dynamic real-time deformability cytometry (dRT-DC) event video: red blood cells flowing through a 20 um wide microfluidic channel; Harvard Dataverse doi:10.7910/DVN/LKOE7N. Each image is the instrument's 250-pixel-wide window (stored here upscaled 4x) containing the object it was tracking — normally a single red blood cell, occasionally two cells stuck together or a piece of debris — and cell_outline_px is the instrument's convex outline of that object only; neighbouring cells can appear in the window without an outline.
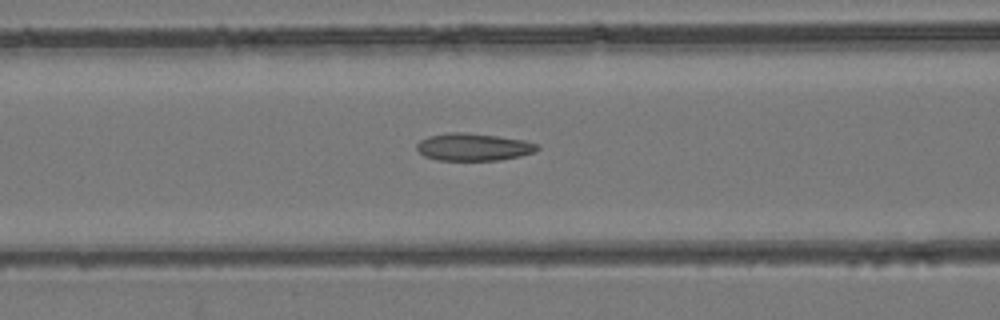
{"species": "common noctule bat (a hibernating species)", "species_latin": "Nyctalus noctula", "temperature_condition": "room temperature", "stored_images_in_passage": 46, "camera_frame_rate_fps": 3000, "um_per_image_px": 0.085, "animal": {"sex": "female", "body_mass_g": 24.6, "forearm_length_mm": 56.2}, "frame": {"image": 1, "passage_image": 18, "time_ms": 5.667, "image_size_px": [1000, 320], "cell_outline_px": [[540, 148], [536, 152], [520, 156], [500, 160], [436, 160], [424, 156], [416, 148], [416, 144], [420, 140], [428, 136], [448, 132], [464, 132], [496, 136], [524, 140], [536, 144]], "centroid_in_image_um": [40.22, 12.49], "position_along_channel_um": 126.4, "area_um2": 19.31}}
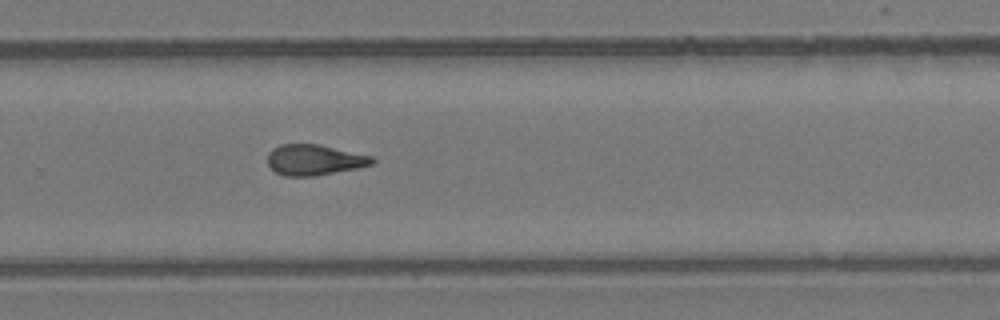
{"frame": {"image": 2, "passage_image": 30, "time_ms": 9.667, "image_size_px": [1000, 320], "cell_outline_px": [[376, 160], [372, 164], [356, 168], [312, 176], [284, 176], [276, 172], [268, 164], [268, 152], [272, 148], [280, 144], [320, 144], [372, 156]], "centroid_in_image_um": [26.7, 13.57], "position_along_channel_um": 303.1, "area_um2": 18.61}}
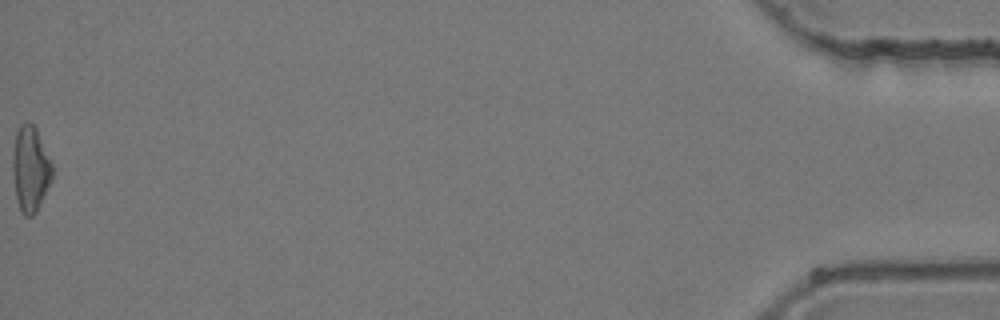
{"frame": {"image": 3, "passage_image": 46, "time_ms": 15.0, "image_size_px": [1000, 320], "cell_outline_px": [[52, 176], [36, 212], [32, 216], [24, 216], [20, 208], [16, 196], [12, 172], [12, 156], [16, 132], [20, 124], [28, 120], [36, 128], [52, 164]], "centroid_in_image_um": [2.56, 14.32], "position_along_channel_um": 432.6, "area_um2": 19.42}}